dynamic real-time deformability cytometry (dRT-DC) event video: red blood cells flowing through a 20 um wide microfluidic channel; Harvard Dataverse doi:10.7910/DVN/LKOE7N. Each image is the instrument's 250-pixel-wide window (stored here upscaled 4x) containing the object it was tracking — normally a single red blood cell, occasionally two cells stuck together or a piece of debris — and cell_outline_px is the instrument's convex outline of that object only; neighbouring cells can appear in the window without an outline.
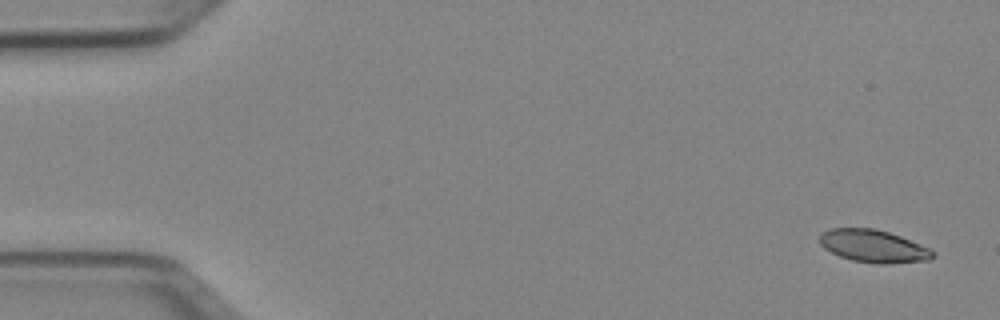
{"species": "Egyptian fruit bat (a non-hibernating species)", "species_latin": "Rousettus aegyptiacus", "temperature_condition": "cold", "stored_images_in_passage": 50, "camera_frame_rate_fps": 3000, "um_per_image_px": 0.085, "animal": {"sex": "female"}, "frame": {"image": 1, "passage_image": 1, "time_ms": 0.0, "image_size_px": [1000, 320], "cell_outline_px": [[936, 256], [932, 260], [884, 264], [880, 264], [852, 260], [840, 256], [824, 248], [820, 244], [820, 236], [824, 232], [832, 228], [876, 228], [900, 236], [928, 248], [936, 252]], "centroid_in_image_um": [74.28, 20.93], "position_along_channel_um": 10.7, "area_um2": 21.39}}
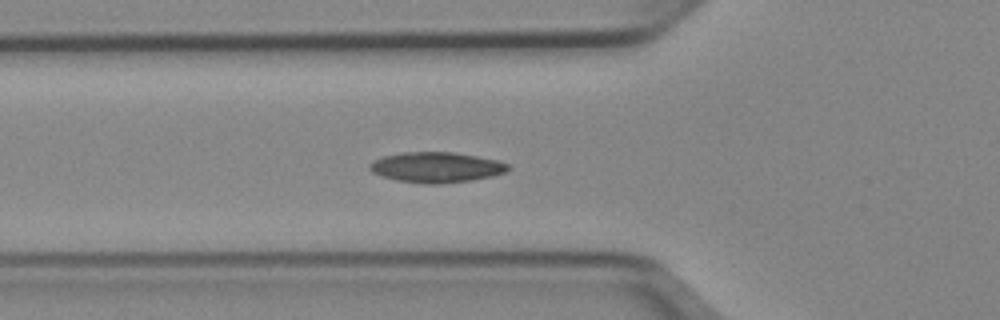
{"frame": {"image": 2, "passage_image": 17, "time_ms": 5.333, "image_size_px": [1000, 320], "cell_outline_px": [[512, 168], [508, 172], [492, 176], [472, 180], [440, 184], [424, 184], [396, 180], [372, 172], [368, 168], [368, 164], [384, 156], [400, 152], [452, 152], [476, 156], [496, 160], [508, 164]], "centroid_in_image_um": [37.11, 14.22], "position_along_channel_um": 88.7, "area_um2": 24.57}}
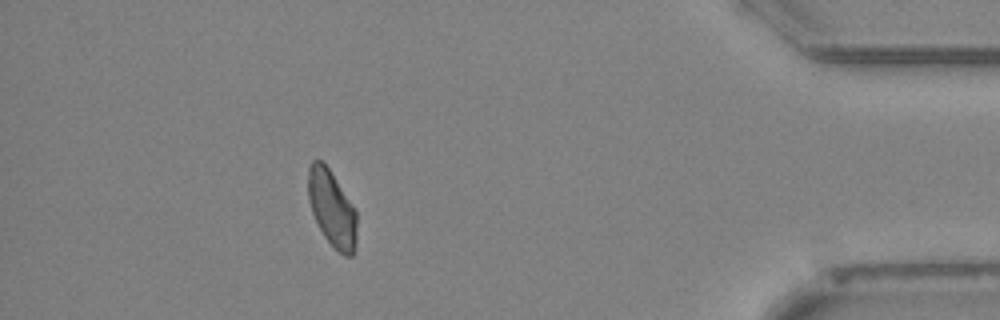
{"frame": {"image": 3, "passage_image": 45, "time_ms": 14.667, "image_size_px": [1000, 320], "cell_outline_px": [[356, 248], [352, 256], [344, 256], [324, 236], [312, 212], [308, 196], [308, 168], [312, 160], [320, 160], [328, 168], [356, 208]], "centroid_in_image_um": [28.23, 17.72], "position_along_channel_um": 407.0, "area_um2": 21.44}, "authors_computed_cell_mechanics": {"area_um2": 22.4553, "velocity_mm_per_s": 3.9334, "shape_relaxation_time_tau1_ms": 8.9395, "shape_relaxation_time_tau2_ms": 5.1084, "deformation_change_tau1": 0.1675, "deformation_change_tau2": 0.0879}}